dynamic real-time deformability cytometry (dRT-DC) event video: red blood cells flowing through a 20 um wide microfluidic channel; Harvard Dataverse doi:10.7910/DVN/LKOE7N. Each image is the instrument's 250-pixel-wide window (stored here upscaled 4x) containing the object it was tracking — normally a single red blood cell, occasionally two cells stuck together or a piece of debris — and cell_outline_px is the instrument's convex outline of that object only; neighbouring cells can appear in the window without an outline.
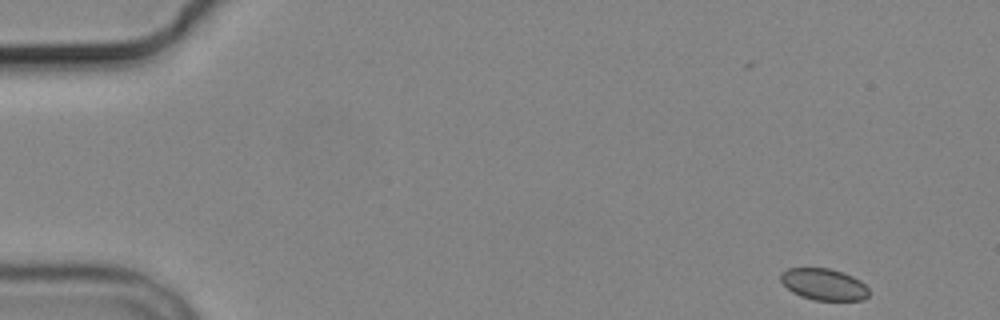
{"species": "common noctule bat (a hibernating species)", "species_latin": "Nyctalus noctula", "temperature_condition": "cold", "stored_images_in_passage": 10, "camera_frame_rate_fps": 3000, "um_per_image_px": 0.085, "animal": {"sex": "male", "body_mass_g": 19.2, "forearm_length_mm": 51.8}, "frame": {"image": 1, "passage_image": 1, "time_ms": 0.0, "image_size_px": [1000, 320], "cell_outline_px": [[868, 296], [864, 300], [812, 300], [800, 296], [792, 292], [780, 280], [780, 276], [788, 268], [828, 268], [852, 276], [860, 280], [868, 288]], "centroid_in_image_um": [70.03, 24.18], "position_along_channel_um": 15.0, "area_um2": 16.13}}
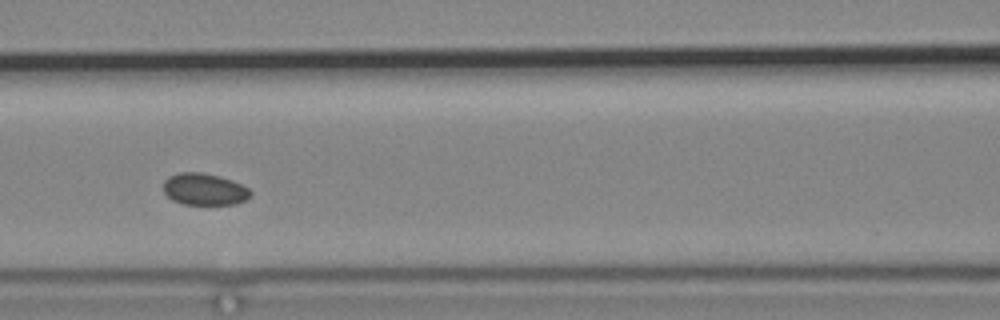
{"frame": {"image": 2, "passage_image": 6, "time_ms": 7.0, "image_size_px": [1000, 320], "cell_outline_px": [[252, 192], [244, 200], [236, 204], [184, 204], [172, 200], [164, 192], [164, 180], [168, 176], [180, 172], [200, 172], [220, 176], [232, 180], [248, 188]], "centroid_in_image_um": [17.34, 16.07], "position_along_channel_um": 149.3, "area_um2": 16.07}}
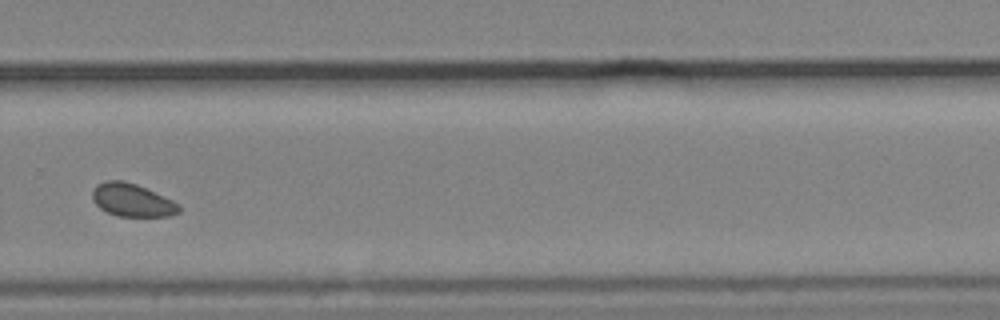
{"frame": {"image": 3, "passage_image": 10, "time_ms": 11.667, "image_size_px": [1000, 320], "cell_outline_px": [[180, 212], [168, 216], [116, 216], [100, 208], [92, 200], [92, 192], [96, 184], [104, 180], [124, 180], [136, 184], [172, 200], [180, 204]], "centroid_in_image_um": [11.2, 17.0], "position_along_channel_um": 318.6, "area_um2": 16.65}}